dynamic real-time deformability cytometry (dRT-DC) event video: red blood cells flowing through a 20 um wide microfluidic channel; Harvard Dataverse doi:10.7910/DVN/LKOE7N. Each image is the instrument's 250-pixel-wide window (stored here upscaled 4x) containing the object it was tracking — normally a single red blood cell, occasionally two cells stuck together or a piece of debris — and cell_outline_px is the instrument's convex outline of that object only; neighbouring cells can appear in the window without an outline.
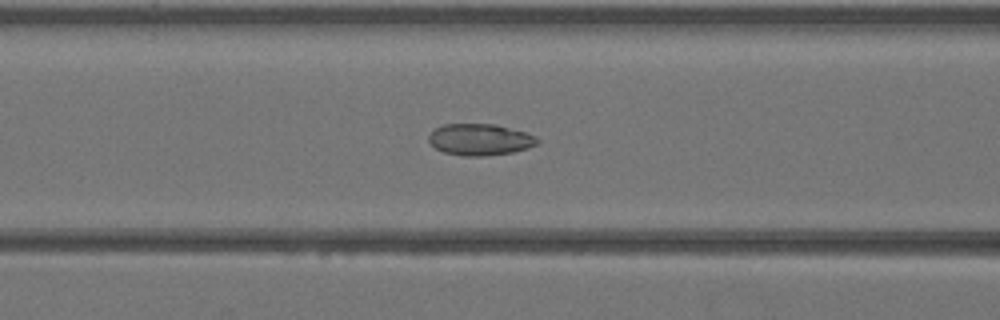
{"species": "Egyptian fruit bat (a non-hibernating species)", "species_latin": "Rousettus aegyptiacus", "temperature_condition": "warm", "stored_images_in_passage": 43, "camera_frame_rate_fps": 3000, "um_per_image_px": 0.085, "animal": {"sex": "female"}, "frame": {"image": 1, "passage_image": 18, "time_ms": 5.667, "image_size_px": [1000, 320], "cell_outline_px": [[540, 140], [536, 144], [528, 148], [512, 152], [484, 156], [464, 156], [444, 152], [436, 148], [428, 140], [428, 136], [436, 128], [444, 124], [496, 124], [524, 132], [536, 136]], "centroid_in_image_um": [40.8, 11.86], "position_along_channel_um": 125.8, "area_um2": 19.83}}
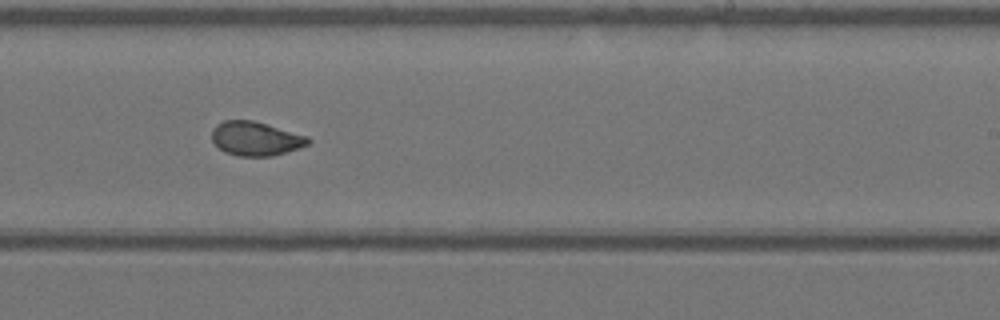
{"frame": {"image": 2, "passage_image": 27, "time_ms": 8.667, "image_size_px": [1000, 320], "cell_outline_px": [[312, 140], [308, 144], [272, 156], [236, 156], [224, 152], [212, 140], [212, 128], [216, 124], [224, 120], [252, 120], [268, 124], [308, 136]], "centroid_in_image_um": [21.71, 11.77], "position_along_channel_um": 267.3, "area_um2": 19.07}}
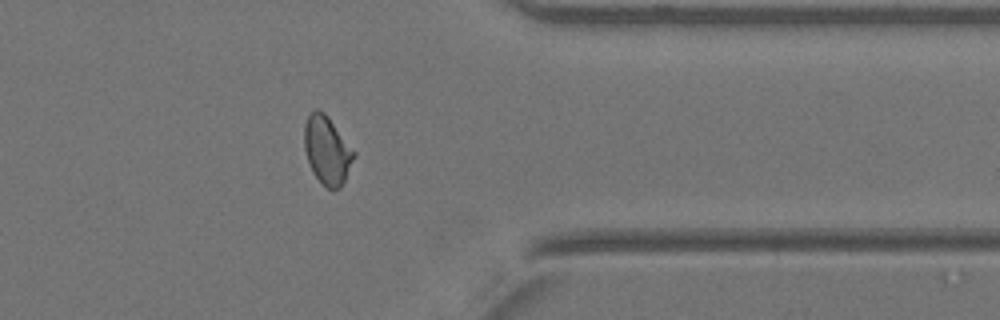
{"frame": {"image": 3, "passage_image": 35, "time_ms": 11.333, "image_size_px": [1000, 320], "cell_outline_px": [[356, 156], [340, 188], [328, 188], [312, 172], [304, 148], [304, 124], [308, 116], [316, 108], [324, 112], [328, 116], [356, 152]], "centroid_in_image_um": [27.81, 12.73], "position_along_channel_um": 383.6, "area_um2": 19.54}}